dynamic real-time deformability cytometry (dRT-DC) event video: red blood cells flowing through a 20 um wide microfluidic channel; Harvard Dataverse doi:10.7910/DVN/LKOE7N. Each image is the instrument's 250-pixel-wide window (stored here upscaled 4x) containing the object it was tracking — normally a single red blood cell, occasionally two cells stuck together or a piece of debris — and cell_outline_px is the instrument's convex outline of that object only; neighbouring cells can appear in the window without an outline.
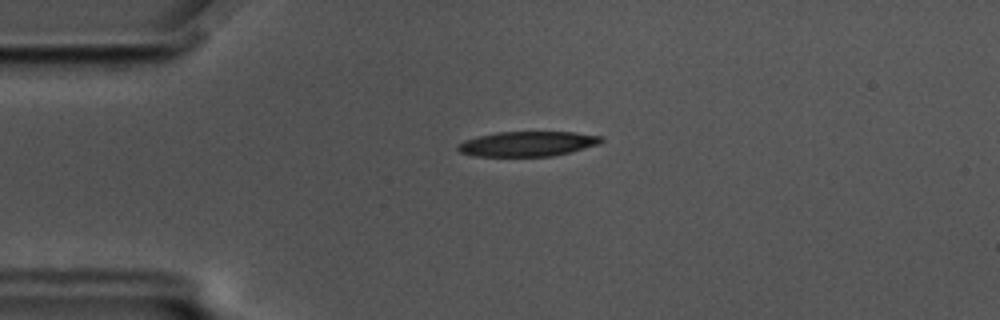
{"species": "common noctule bat (a hibernating species)", "species_latin": "Nyctalus noctula", "temperature_condition": "cold", "stored_images_in_passage": 57, "camera_frame_rate_fps": 3000, "um_per_image_px": 0.085, "animal": {"sex": "male", "body_mass_g": 17.5, "forearm_length_mm": 52.3}, "frame": {"image": 1, "passage_image": 13, "time_ms": 4.0, "image_size_px": [1000, 320], "cell_outline_px": [[604, 140], [600, 144], [572, 152], [552, 156], [472, 156], [460, 152], [456, 148], [456, 144], [464, 140], [496, 132], [576, 132], [604, 136]], "centroid_in_image_um": [44.87, 12.22], "position_along_channel_um": 40.1, "area_um2": 21.1}}
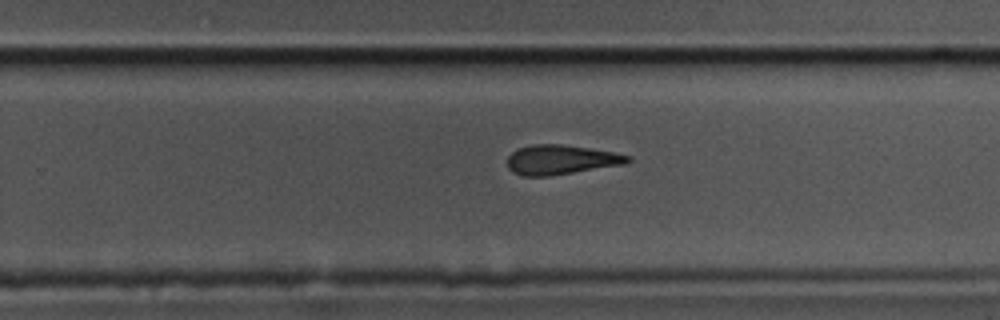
{"frame": {"image": 2, "passage_image": 36, "time_ms": 11.667, "image_size_px": [1000, 320], "cell_outline_px": [[632, 160], [624, 164], [548, 176], [524, 176], [512, 172], [508, 168], [508, 156], [516, 148], [532, 144], [560, 144], [616, 152], [628, 156]], "centroid_in_image_um": [47.64, 13.57], "position_along_channel_um": 282.2, "area_um2": 20.63}}
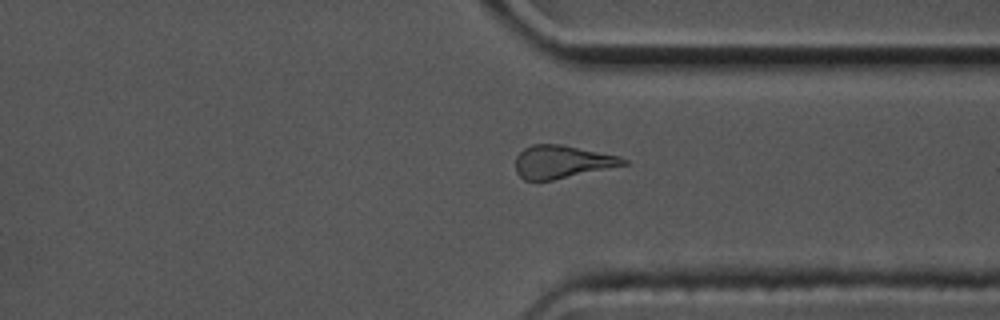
{"frame": {"image": 3, "passage_image": 43, "time_ms": 14.0, "image_size_px": [1000, 320], "cell_outline_px": [[628, 164], [552, 180], [524, 180], [516, 172], [516, 156], [524, 148], [532, 144], [564, 144], [620, 156], [628, 160]], "centroid_in_image_um": [47.77, 13.74], "position_along_channel_um": 363.6, "area_um2": 20.69}, "authors_computed_cell_mechanics": {"area_um2": 21.8484, "velocity_mm_per_s": 3.4832, "shape_relaxation_time_tau1_ms": 7.032, "shape_relaxation_time_tau2_ms": 6.7334, "deformation_change_tau1": 0.1833, "deformation_change_tau2": 0.2081}}